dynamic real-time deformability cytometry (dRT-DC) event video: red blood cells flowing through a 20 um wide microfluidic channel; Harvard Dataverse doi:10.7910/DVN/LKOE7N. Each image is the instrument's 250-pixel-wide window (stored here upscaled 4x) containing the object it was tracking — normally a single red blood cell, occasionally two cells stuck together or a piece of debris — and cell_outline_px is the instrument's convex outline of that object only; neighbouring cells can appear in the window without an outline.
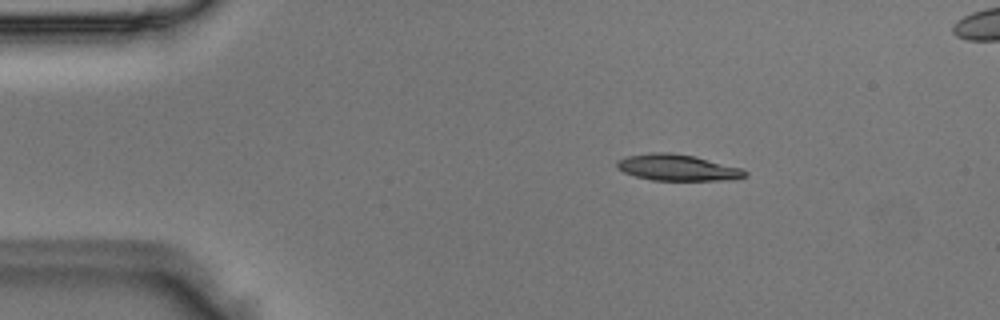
{"species": "Egyptian fruit bat (a non-hibernating species)", "species_latin": "Rousettus aegyptiacus", "temperature_condition": "room temperature", "stored_images_in_passage": 6, "camera_frame_rate_fps": 3000, "um_per_image_px": 0.085, "animal": {"sex": "male"}, "frame": {"image": 1, "passage_image": 2, "time_ms": 0.333, "image_size_px": [1000, 320], "cell_outline_px": [[748, 176], [732, 180], [652, 180], [636, 176], [624, 172], [616, 168], [616, 160], [624, 156], [648, 152], [672, 152], [696, 156], [744, 168], [748, 172]], "centroid_in_image_um": [57.61, 14.23], "position_along_channel_um": 27.4, "area_um2": 20.11}}
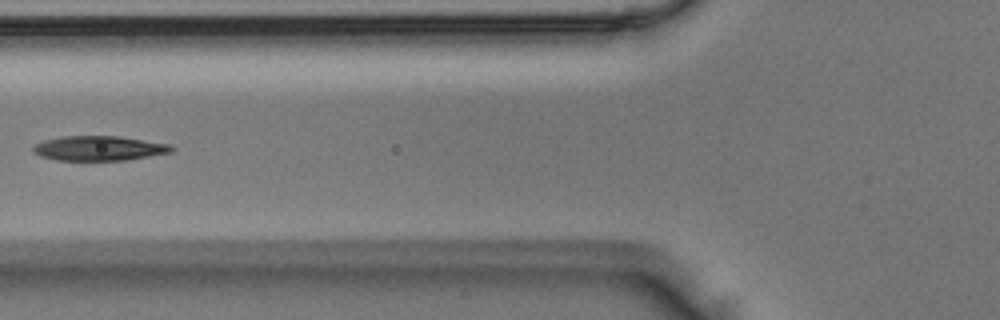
{"frame": {"image": 2, "passage_image": 5, "time_ms": 1.333, "image_size_px": [1000, 320], "cell_outline_px": [[172, 152], [124, 160], [56, 160], [40, 156], [32, 152], [32, 148], [36, 144], [44, 140], [60, 136], [116, 136], [168, 144], [172, 148]], "centroid_in_image_um": [8.33, 12.6], "position_along_channel_um": 117.5, "area_um2": 19.65}}
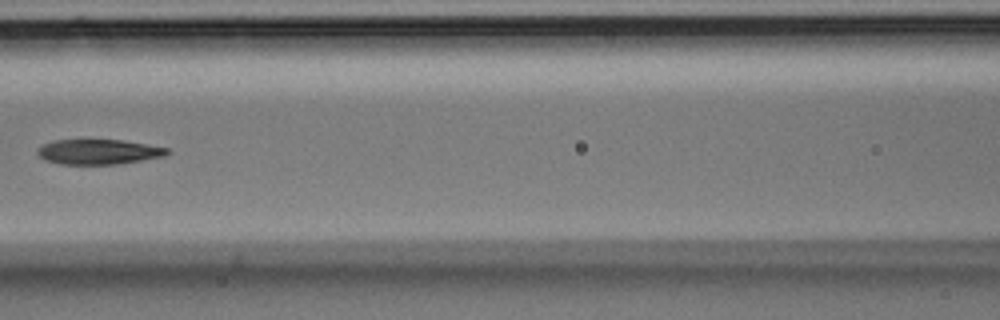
{"frame": {"image": 3, "passage_image": 6, "time_ms": 1.667, "image_size_px": [1000, 320], "cell_outline_px": [[172, 152], [164, 156], [116, 164], [60, 164], [44, 160], [36, 152], [36, 148], [40, 144], [52, 140], [124, 140], [168, 148]], "centroid_in_image_um": [8.32, 12.89], "position_along_channel_um": 158.3, "area_um2": 19.02}}